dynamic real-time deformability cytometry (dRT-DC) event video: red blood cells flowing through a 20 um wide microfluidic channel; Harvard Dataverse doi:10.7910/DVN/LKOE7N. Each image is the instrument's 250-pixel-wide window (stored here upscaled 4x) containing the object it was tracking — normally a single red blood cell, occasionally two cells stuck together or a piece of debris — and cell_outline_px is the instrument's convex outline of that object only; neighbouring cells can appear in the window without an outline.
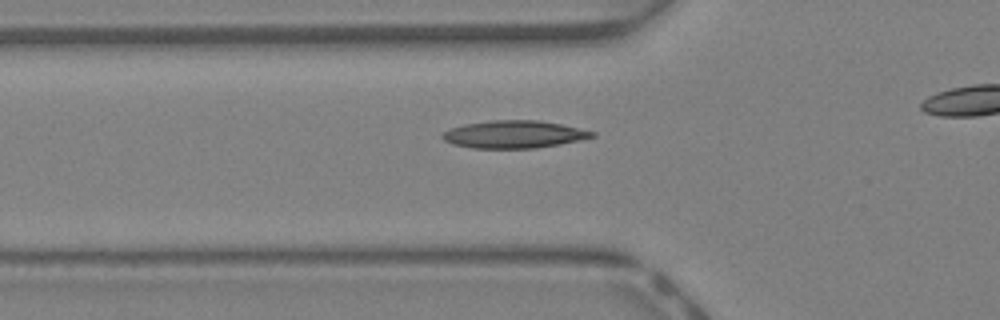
{"species": "Egyptian fruit bat (a non-hibernating species)", "species_latin": "Rousettus aegyptiacus", "temperature_condition": "warm", "stored_images_in_passage": 33, "camera_frame_rate_fps": 3000, "um_per_image_px": 0.085, "animal": {"sex": "female"}, "frame": {"image": 1, "passage_image": 12, "time_ms": 3.667, "image_size_px": [1000, 320], "cell_outline_px": [[596, 136], [536, 148], [472, 148], [452, 144], [444, 140], [440, 136], [448, 128], [464, 124], [492, 120], [536, 120], [560, 124], [596, 132]], "centroid_in_image_um": [43.61, 11.41], "position_along_channel_um": 82.2, "area_um2": 23.81}}
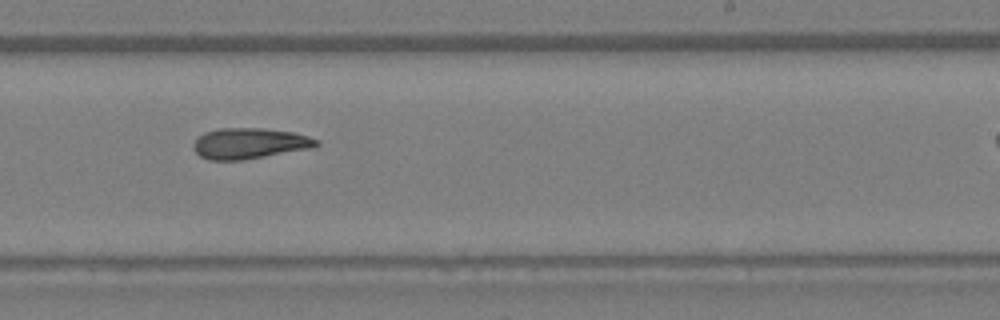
{"frame": {"image": 2, "passage_image": 24, "time_ms": 7.667, "image_size_px": [1000, 320], "cell_outline_px": [[320, 144], [312, 148], [244, 160], [208, 160], [200, 156], [192, 148], [192, 144], [204, 132], [220, 128], [264, 128], [292, 132], [308, 136], [320, 140]], "centroid_in_image_um": [21.21, 12.19], "position_along_channel_um": 267.8, "area_um2": 22.2}}
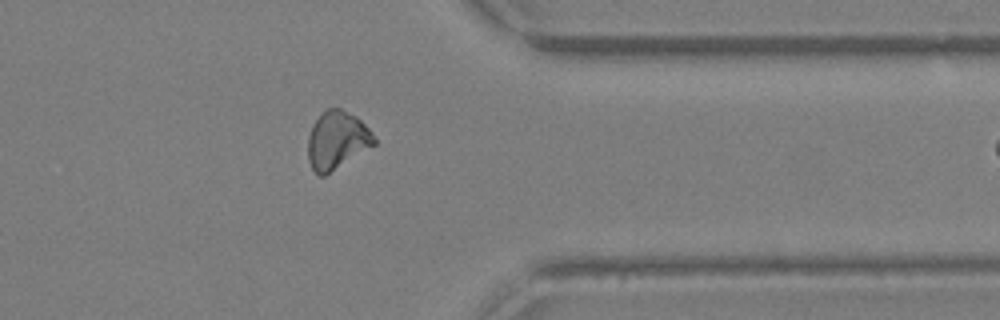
{"frame": {"image": 3, "passage_image": 32, "time_ms": 10.333, "image_size_px": [1000, 320], "cell_outline_px": [[376, 144], [324, 176], [320, 176], [312, 168], [308, 160], [308, 136], [312, 124], [320, 112], [328, 108], [340, 108], [356, 116], [372, 132], [376, 140]], "centroid_in_image_um": [28.62, 11.9], "position_along_channel_um": 382.8, "area_um2": 22.37}}